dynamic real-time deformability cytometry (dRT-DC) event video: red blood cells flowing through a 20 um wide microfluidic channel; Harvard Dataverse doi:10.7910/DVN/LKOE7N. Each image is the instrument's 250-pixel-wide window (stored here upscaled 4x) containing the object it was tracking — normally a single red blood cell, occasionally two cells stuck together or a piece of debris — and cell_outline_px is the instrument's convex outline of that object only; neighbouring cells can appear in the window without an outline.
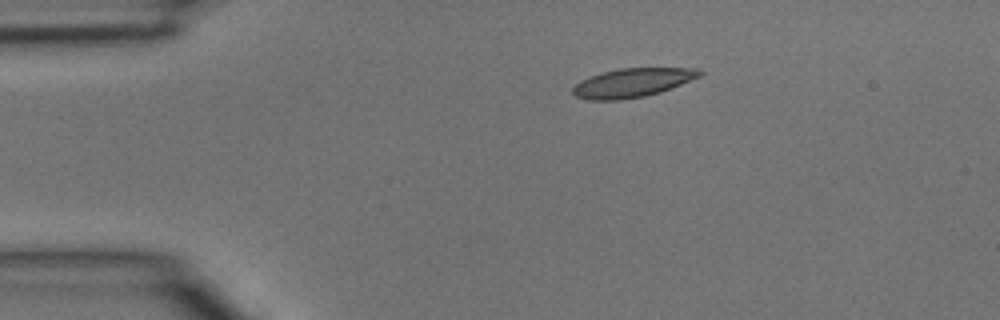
{"species": "common noctule bat (a hibernating species)", "species_latin": "Nyctalus noctula", "temperature_condition": "room temperature", "stored_images_in_passage": 2, "camera_frame_rate_fps": 3000, "um_per_image_px": 0.085, "animal": {"sex": "male", "body_mass_g": 15.6}, "frame": {"image": 1, "passage_image": 2, "time_ms": 0.333, "image_size_px": [1000, 320], "cell_outline_px": [[704, 72], [700, 76], [660, 92], [644, 96], [620, 100], [588, 100], [576, 96], [572, 92], [572, 88], [580, 80], [604, 72], [620, 68], [700, 68]], "centroid_in_image_um": [53.75, 7.03], "position_along_channel_um": 31.2, "area_um2": 21.15}}